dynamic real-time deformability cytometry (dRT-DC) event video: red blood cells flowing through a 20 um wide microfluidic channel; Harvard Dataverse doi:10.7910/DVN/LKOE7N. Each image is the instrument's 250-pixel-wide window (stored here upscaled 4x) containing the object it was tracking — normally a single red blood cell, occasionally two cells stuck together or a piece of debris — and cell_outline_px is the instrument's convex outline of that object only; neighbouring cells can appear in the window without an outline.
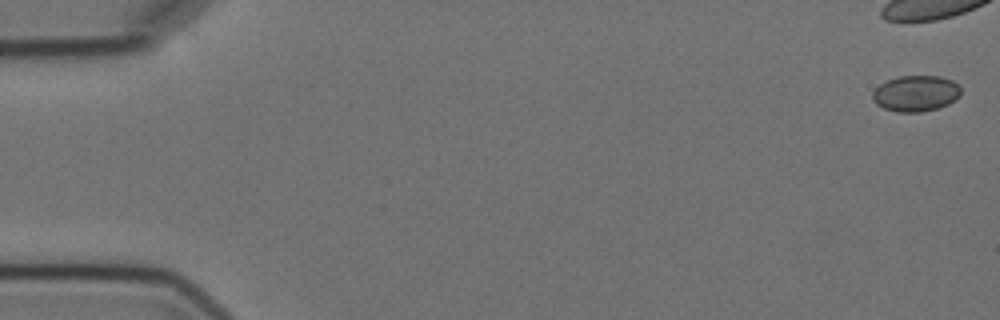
{"species": "Egyptian fruit bat (a non-hibernating species)", "species_latin": "Rousettus aegyptiacus", "temperature_condition": "cold", "stored_images_in_passage": 9, "camera_frame_rate_fps": 3000, "um_per_image_px": 0.085, "animal": {"sex": "female"}, "frame": {"image": 1, "passage_image": 1, "time_ms": 0.0, "image_size_px": [1000, 320], "cell_outline_px": [[960, 96], [956, 100], [940, 108], [920, 112], [896, 112], [884, 108], [876, 104], [872, 100], [872, 92], [880, 84], [888, 80], [900, 76], [940, 76], [952, 80], [960, 88]], "centroid_in_image_um": [77.84, 7.95], "position_along_channel_um": 7.2, "area_um2": 18.61}}
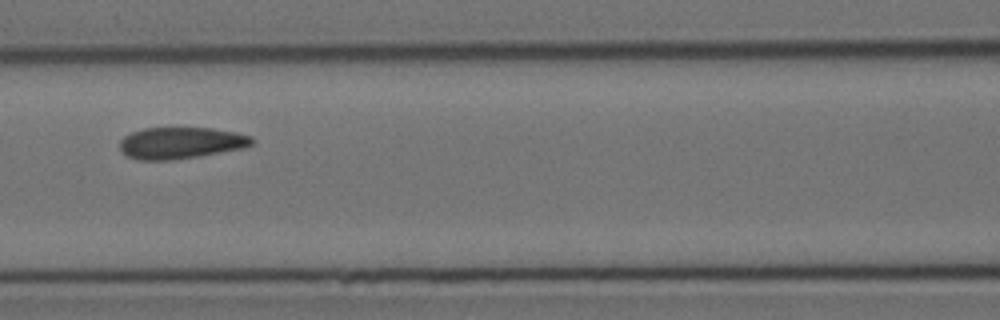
{"frame": {"image": 2, "passage_image": 8, "time_ms": 8.667, "image_size_px": [1000, 320], "cell_outline_px": [[252, 144], [240, 148], [196, 156], [168, 160], [136, 160], [128, 156], [120, 148], [120, 140], [124, 136], [132, 132], [144, 128], [212, 128], [236, 132], [252, 136]], "centroid_in_image_um": [15.32, 12.14], "position_along_channel_um": 151.3, "area_um2": 23.93}}
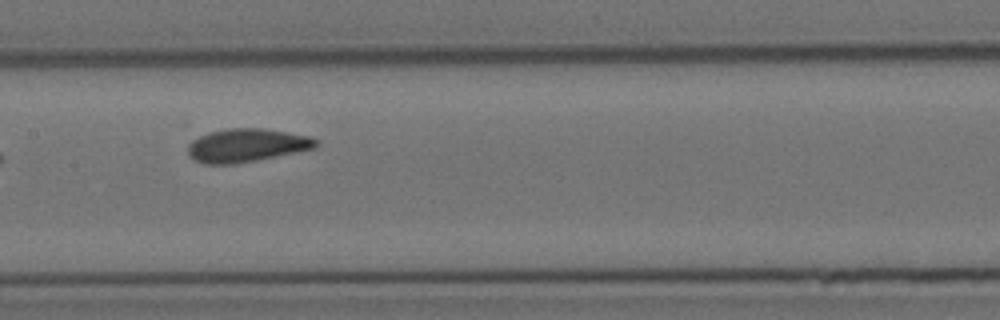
{"frame": {"image": 3, "passage_image": 9, "time_ms": 9.667, "image_size_px": [1000, 320], "cell_outline_px": [[320, 144], [316, 148], [236, 164], [204, 164], [196, 160], [188, 152], [188, 144], [192, 140], [208, 132], [228, 128], [264, 128], [308, 136], [320, 140]], "centroid_in_image_um": [20.99, 12.35], "position_along_channel_um": 186.4, "area_um2": 24.85}}